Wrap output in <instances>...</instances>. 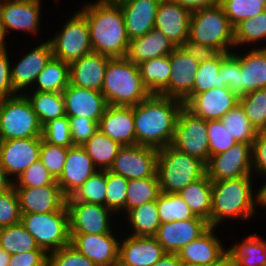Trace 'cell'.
Returning <instances> with one entry per match:
<instances>
[{
    "mask_svg": "<svg viewBox=\"0 0 266 266\" xmlns=\"http://www.w3.org/2000/svg\"><path fill=\"white\" fill-rule=\"evenodd\" d=\"M84 1L77 8L86 16L93 52L111 58L126 57L130 40L118 4Z\"/></svg>",
    "mask_w": 266,
    "mask_h": 266,
    "instance_id": "2",
    "label": "cell"
},
{
    "mask_svg": "<svg viewBox=\"0 0 266 266\" xmlns=\"http://www.w3.org/2000/svg\"><path fill=\"white\" fill-rule=\"evenodd\" d=\"M42 139L49 144L69 148L73 146L67 116L52 120L42 127Z\"/></svg>",
    "mask_w": 266,
    "mask_h": 266,
    "instance_id": "51",
    "label": "cell"
},
{
    "mask_svg": "<svg viewBox=\"0 0 266 266\" xmlns=\"http://www.w3.org/2000/svg\"><path fill=\"white\" fill-rule=\"evenodd\" d=\"M222 83L229 87L235 77V49L222 61L220 68Z\"/></svg>",
    "mask_w": 266,
    "mask_h": 266,
    "instance_id": "60",
    "label": "cell"
},
{
    "mask_svg": "<svg viewBox=\"0 0 266 266\" xmlns=\"http://www.w3.org/2000/svg\"><path fill=\"white\" fill-rule=\"evenodd\" d=\"M73 145L82 146L99 129L98 122L85 117H68Z\"/></svg>",
    "mask_w": 266,
    "mask_h": 266,
    "instance_id": "55",
    "label": "cell"
},
{
    "mask_svg": "<svg viewBox=\"0 0 266 266\" xmlns=\"http://www.w3.org/2000/svg\"><path fill=\"white\" fill-rule=\"evenodd\" d=\"M192 12L173 0H161L155 18V27L176 46H181L189 37Z\"/></svg>",
    "mask_w": 266,
    "mask_h": 266,
    "instance_id": "25",
    "label": "cell"
},
{
    "mask_svg": "<svg viewBox=\"0 0 266 266\" xmlns=\"http://www.w3.org/2000/svg\"><path fill=\"white\" fill-rule=\"evenodd\" d=\"M143 84L151 94L168 97V83L171 74L169 55L149 59L138 64Z\"/></svg>",
    "mask_w": 266,
    "mask_h": 266,
    "instance_id": "35",
    "label": "cell"
},
{
    "mask_svg": "<svg viewBox=\"0 0 266 266\" xmlns=\"http://www.w3.org/2000/svg\"><path fill=\"white\" fill-rule=\"evenodd\" d=\"M183 102L159 94L133 106L136 145L161 149L171 145Z\"/></svg>",
    "mask_w": 266,
    "mask_h": 266,
    "instance_id": "3",
    "label": "cell"
},
{
    "mask_svg": "<svg viewBox=\"0 0 266 266\" xmlns=\"http://www.w3.org/2000/svg\"><path fill=\"white\" fill-rule=\"evenodd\" d=\"M210 227L198 239L191 241L177 252L180 261L210 266L227 252V239L221 238V228ZM220 232V233H219ZM219 233V234H218Z\"/></svg>",
    "mask_w": 266,
    "mask_h": 266,
    "instance_id": "22",
    "label": "cell"
},
{
    "mask_svg": "<svg viewBox=\"0 0 266 266\" xmlns=\"http://www.w3.org/2000/svg\"><path fill=\"white\" fill-rule=\"evenodd\" d=\"M119 225L122 232L128 235L155 236L161 225L156 200L129 210L119 220Z\"/></svg>",
    "mask_w": 266,
    "mask_h": 266,
    "instance_id": "31",
    "label": "cell"
},
{
    "mask_svg": "<svg viewBox=\"0 0 266 266\" xmlns=\"http://www.w3.org/2000/svg\"><path fill=\"white\" fill-rule=\"evenodd\" d=\"M252 171L258 182L266 177V131L258 132L256 139L253 141Z\"/></svg>",
    "mask_w": 266,
    "mask_h": 266,
    "instance_id": "56",
    "label": "cell"
},
{
    "mask_svg": "<svg viewBox=\"0 0 266 266\" xmlns=\"http://www.w3.org/2000/svg\"><path fill=\"white\" fill-rule=\"evenodd\" d=\"M70 83L69 63L52 57L29 91L63 92Z\"/></svg>",
    "mask_w": 266,
    "mask_h": 266,
    "instance_id": "38",
    "label": "cell"
},
{
    "mask_svg": "<svg viewBox=\"0 0 266 266\" xmlns=\"http://www.w3.org/2000/svg\"><path fill=\"white\" fill-rule=\"evenodd\" d=\"M180 260L177 253H165L153 266H179Z\"/></svg>",
    "mask_w": 266,
    "mask_h": 266,
    "instance_id": "62",
    "label": "cell"
},
{
    "mask_svg": "<svg viewBox=\"0 0 266 266\" xmlns=\"http://www.w3.org/2000/svg\"><path fill=\"white\" fill-rule=\"evenodd\" d=\"M256 183L254 176L212 181L211 227L227 228L232 221L234 225L256 218L261 211Z\"/></svg>",
    "mask_w": 266,
    "mask_h": 266,
    "instance_id": "1",
    "label": "cell"
},
{
    "mask_svg": "<svg viewBox=\"0 0 266 266\" xmlns=\"http://www.w3.org/2000/svg\"><path fill=\"white\" fill-rule=\"evenodd\" d=\"M220 5L233 26L266 9L263 0H220Z\"/></svg>",
    "mask_w": 266,
    "mask_h": 266,
    "instance_id": "48",
    "label": "cell"
},
{
    "mask_svg": "<svg viewBox=\"0 0 266 266\" xmlns=\"http://www.w3.org/2000/svg\"><path fill=\"white\" fill-rule=\"evenodd\" d=\"M82 147L98 170H109L123 146L98 130Z\"/></svg>",
    "mask_w": 266,
    "mask_h": 266,
    "instance_id": "39",
    "label": "cell"
},
{
    "mask_svg": "<svg viewBox=\"0 0 266 266\" xmlns=\"http://www.w3.org/2000/svg\"><path fill=\"white\" fill-rule=\"evenodd\" d=\"M234 240L228 245L227 251L234 257L238 266H264L266 264V237L250 233Z\"/></svg>",
    "mask_w": 266,
    "mask_h": 266,
    "instance_id": "33",
    "label": "cell"
},
{
    "mask_svg": "<svg viewBox=\"0 0 266 266\" xmlns=\"http://www.w3.org/2000/svg\"><path fill=\"white\" fill-rule=\"evenodd\" d=\"M262 183V184H261ZM259 205L260 210H265L266 213V177L259 182Z\"/></svg>",
    "mask_w": 266,
    "mask_h": 266,
    "instance_id": "65",
    "label": "cell"
},
{
    "mask_svg": "<svg viewBox=\"0 0 266 266\" xmlns=\"http://www.w3.org/2000/svg\"><path fill=\"white\" fill-rule=\"evenodd\" d=\"M62 94L67 117H85L99 122L108 107L101 91L79 88L69 83Z\"/></svg>",
    "mask_w": 266,
    "mask_h": 266,
    "instance_id": "26",
    "label": "cell"
},
{
    "mask_svg": "<svg viewBox=\"0 0 266 266\" xmlns=\"http://www.w3.org/2000/svg\"><path fill=\"white\" fill-rule=\"evenodd\" d=\"M98 129L122 146L136 145L133 107L108 105L98 122Z\"/></svg>",
    "mask_w": 266,
    "mask_h": 266,
    "instance_id": "28",
    "label": "cell"
},
{
    "mask_svg": "<svg viewBox=\"0 0 266 266\" xmlns=\"http://www.w3.org/2000/svg\"><path fill=\"white\" fill-rule=\"evenodd\" d=\"M10 254L3 250L0 244V266H8Z\"/></svg>",
    "mask_w": 266,
    "mask_h": 266,
    "instance_id": "66",
    "label": "cell"
},
{
    "mask_svg": "<svg viewBox=\"0 0 266 266\" xmlns=\"http://www.w3.org/2000/svg\"><path fill=\"white\" fill-rule=\"evenodd\" d=\"M48 254L43 249L10 255L8 266H47Z\"/></svg>",
    "mask_w": 266,
    "mask_h": 266,
    "instance_id": "58",
    "label": "cell"
},
{
    "mask_svg": "<svg viewBox=\"0 0 266 266\" xmlns=\"http://www.w3.org/2000/svg\"><path fill=\"white\" fill-rule=\"evenodd\" d=\"M101 93L108 105L124 107H133L151 95L142 82L138 65L127 57L108 61Z\"/></svg>",
    "mask_w": 266,
    "mask_h": 266,
    "instance_id": "4",
    "label": "cell"
},
{
    "mask_svg": "<svg viewBox=\"0 0 266 266\" xmlns=\"http://www.w3.org/2000/svg\"><path fill=\"white\" fill-rule=\"evenodd\" d=\"M188 39L218 52L231 53L235 49L234 26L220 4L192 12Z\"/></svg>",
    "mask_w": 266,
    "mask_h": 266,
    "instance_id": "6",
    "label": "cell"
},
{
    "mask_svg": "<svg viewBox=\"0 0 266 266\" xmlns=\"http://www.w3.org/2000/svg\"><path fill=\"white\" fill-rule=\"evenodd\" d=\"M106 182L105 207L120 220L125 215L128 179L106 170Z\"/></svg>",
    "mask_w": 266,
    "mask_h": 266,
    "instance_id": "46",
    "label": "cell"
},
{
    "mask_svg": "<svg viewBox=\"0 0 266 266\" xmlns=\"http://www.w3.org/2000/svg\"><path fill=\"white\" fill-rule=\"evenodd\" d=\"M111 57L92 52L69 64L70 84L101 91L105 71Z\"/></svg>",
    "mask_w": 266,
    "mask_h": 266,
    "instance_id": "29",
    "label": "cell"
},
{
    "mask_svg": "<svg viewBox=\"0 0 266 266\" xmlns=\"http://www.w3.org/2000/svg\"><path fill=\"white\" fill-rule=\"evenodd\" d=\"M154 236L121 235L119 259L127 266H153L165 254Z\"/></svg>",
    "mask_w": 266,
    "mask_h": 266,
    "instance_id": "27",
    "label": "cell"
},
{
    "mask_svg": "<svg viewBox=\"0 0 266 266\" xmlns=\"http://www.w3.org/2000/svg\"><path fill=\"white\" fill-rule=\"evenodd\" d=\"M209 159L211 156L226 152L237 142L231 137L221 120L207 121Z\"/></svg>",
    "mask_w": 266,
    "mask_h": 266,
    "instance_id": "52",
    "label": "cell"
},
{
    "mask_svg": "<svg viewBox=\"0 0 266 266\" xmlns=\"http://www.w3.org/2000/svg\"><path fill=\"white\" fill-rule=\"evenodd\" d=\"M237 103L239 97L228 87L212 88L196 94L184 106L205 121L220 120Z\"/></svg>",
    "mask_w": 266,
    "mask_h": 266,
    "instance_id": "23",
    "label": "cell"
},
{
    "mask_svg": "<svg viewBox=\"0 0 266 266\" xmlns=\"http://www.w3.org/2000/svg\"><path fill=\"white\" fill-rule=\"evenodd\" d=\"M97 171L98 168L83 147L73 145L68 149L62 174L56 182L68 198Z\"/></svg>",
    "mask_w": 266,
    "mask_h": 266,
    "instance_id": "24",
    "label": "cell"
},
{
    "mask_svg": "<svg viewBox=\"0 0 266 266\" xmlns=\"http://www.w3.org/2000/svg\"><path fill=\"white\" fill-rule=\"evenodd\" d=\"M176 46L160 30L153 28L147 34L129 43L126 57L134 64L169 55Z\"/></svg>",
    "mask_w": 266,
    "mask_h": 266,
    "instance_id": "32",
    "label": "cell"
},
{
    "mask_svg": "<svg viewBox=\"0 0 266 266\" xmlns=\"http://www.w3.org/2000/svg\"><path fill=\"white\" fill-rule=\"evenodd\" d=\"M21 223L17 192L12 184L0 192V228Z\"/></svg>",
    "mask_w": 266,
    "mask_h": 266,
    "instance_id": "49",
    "label": "cell"
},
{
    "mask_svg": "<svg viewBox=\"0 0 266 266\" xmlns=\"http://www.w3.org/2000/svg\"><path fill=\"white\" fill-rule=\"evenodd\" d=\"M25 96L30 101L42 127L52 120L66 116L62 92L27 91Z\"/></svg>",
    "mask_w": 266,
    "mask_h": 266,
    "instance_id": "37",
    "label": "cell"
},
{
    "mask_svg": "<svg viewBox=\"0 0 266 266\" xmlns=\"http://www.w3.org/2000/svg\"><path fill=\"white\" fill-rule=\"evenodd\" d=\"M206 174V164L171 145L158 151L157 175L162 193L178 194Z\"/></svg>",
    "mask_w": 266,
    "mask_h": 266,
    "instance_id": "5",
    "label": "cell"
},
{
    "mask_svg": "<svg viewBox=\"0 0 266 266\" xmlns=\"http://www.w3.org/2000/svg\"><path fill=\"white\" fill-rule=\"evenodd\" d=\"M108 266H127V265L124 264L120 259H117L116 261H114L113 263L109 264Z\"/></svg>",
    "mask_w": 266,
    "mask_h": 266,
    "instance_id": "69",
    "label": "cell"
},
{
    "mask_svg": "<svg viewBox=\"0 0 266 266\" xmlns=\"http://www.w3.org/2000/svg\"><path fill=\"white\" fill-rule=\"evenodd\" d=\"M171 146L207 164L209 161L207 121L183 105L178 114Z\"/></svg>",
    "mask_w": 266,
    "mask_h": 266,
    "instance_id": "12",
    "label": "cell"
},
{
    "mask_svg": "<svg viewBox=\"0 0 266 266\" xmlns=\"http://www.w3.org/2000/svg\"><path fill=\"white\" fill-rule=\"evenodd\" d=\"M181 47L187 52L195 61L203 62L215 57L219 52L213 47L204 44L195 43L187 39Z\"/></svg>",
    "mask_w": 266,
    "mask_h": 266,
    "instance_id": "59",
    "label": "cell"
},
{
    "mask_svg": "<svg viewBox=\"0 0 266 266\" xmlns=\"http://www.w3.org/2000/svg\"><path fill=\"white\" fill-rule=\"evenodd\" d=\"M156 203L161 224L200 218L194 215L190 207L177 193L172 194L161 192L156 200Z\"/></svg>",
    "mask_w": 266,
    "mask_h": 266,
    "instance_id": "44",
    "label": "cell"
},
{
    "mask_svg": "<svg viewBox=\"0 0 266 266\" xmlns=\"http://www.w3.org/2000/svg\"><path fill=\"white\" fill-rule=\"evenodd\" d=\"M220 120L237 143L253 144L258 131L245 115L240 103H237Z\"/></svg>",
    "mask_w": 266,
    "mask_h": 266,
    "instance_id": "42",
    "label": "cell"
},
{
    "mask_svg": "<svg viewBox=\"0 0 266 266\" xmlns=\"http://www.w3.org/2000/svg\"><path fill=\"white\" fill-rule=\"evenodd\" d=\"M10 37L7 35L6 33V30L4 28V25L3 23L1 22V19H0V53L1 52H4L10 48H13L12 47H9V44L8 41L10 42Z\"/></svg>",
    "mask_w": 266,
    "mask_h": 266,
    "instance_id": "64",
    "label": "cell"
},
{
    "mask_svg": "<svg viewBox=\"0 0 266 266\" xmlns=\"http://www.w3.org/2000/svg\"><path fill=\"white\" fill-rule=\"evenodd\" d=\"M179 266H202V265L180 261Z\"/></svg>",
    "mask_w": 266,
    "mask_h": 266,
    "instance_id": "70",
    "label": "cell"
},
{
    "mask_svg": "<svg viewBox=\"0 0 266 266\" xmlns=\"http://www.w3.org/2000/svg\"><path fill=\"white\" fill-rule=\"evenodd\" d=\"M245 115L258 132L266 131V88L239 97Z\"/></svg>",
    "mask_w": 266,
    "mask_h": 266,
    "instance_id": "47",
    "label": "cell"
},
{
    "mask_svg": "<svg viewBox=\"0 0 266 266\" xmlns=\"http://www.w3.org/2000/svg\"><path fill=\"white\" fill-rule=\"evenodd\" d=\"M171 74L168 83V97L180 100L185 105L192 98L199 62L178 46L170 54Z\"/></svg>",
    "mask_w": 266,
    "mask_h": 266,
    "instance_id": "19",
    "label": "cell"
},
{
    "mask_svg": "<svg viewBox=\"0 0 266 266\" xmlns=\"http://www.w3.org/2000/svg\"><path fill=\"white\" fill-rule=\"evenodd\" d=\"M228 88L238 97L266 88V48L235 49L234 83Z\"/></svg>",
    "mask_w": 266,
    "mask_h": 266,
    "instance_id": "13",
    "label": "cell"
},
{
    "mask_svg": "<svg viewBox=\"0 0 266 266\" xmlns=\"http://www.w3.org/2000/svg\"><path fill=\"white\" fill-rule=\"evenodd\" d=\"M41 142L42 138L0 141V169L10 183L39 160Z\"/></svg>",
    "mask_w": 266,
    "mask_h": 266,
    "instance_id": "15",
    "label": "cell"
},
{
    "mask_svg": "<svg viewBox=\"0 0 266 266\" xmlns=\"http://www.w3.org/2000/svg\"><path fill=\"white\" fill-rule=\"evenodd\" d=\"M229 54L230 53L219 52L212 59L199 63L195 82L192 88V97L214 87H227L224 83H222L220 68L222 61Z\"/></svg>",
    "mask_w": 266,
    "mask_h": 266,
    "instance_id": "40",
    "label": "cell"
},
{
    "mask_svg": "<svg viewBox=\"0 0 266 266\" xmlns=\"http://www.w3.org/2000/svg\"><path fill=\"white\" fill-rule=\"evenodd\" d=\"M21 224L47 254L71 244L69 213L65 205L59 211L21 214Z\"/></svg>",
    "mask_w": 266,
    "mask_h": 266,
    "instance_id": "9",
    "label": "cell"
},
{
    "mask_svg": "<svg viewBox=\"0 0 266 266\" xmlns=\"http://www.w3.org/2000/svg\"><path fill=\"white\" fill-rule=\"evenodd\" d=\"M68 15V19L64 17L62 25L60 24L48 40L51 43L53 57L70 64L92 53L93 49L86 16L79 9Z\"/></svg>",
    "mask_w": 266,
    "mask_h": 266,
    "instance_id": "8",
    "label": "cell"
},
{
    "mask_svg": "<svg viewBox=\"0 0 266 266\" xmlns=\"http://www.w3.org/2000/svg\"><path fill=\"white\" fill-rule=\"evenodd\" d=\"M0 244L10 255L42 249L21 223L0 228Z\"/></svg>",
    "mask_w": 266,
    "mask_h": 266,
    "instance_id": "43",
    "label": "cell"
},
{
    "mask_svg": "<svg viewBox=\"0 0 266 266\" xmlns=\"http://www.w3.org/2000/svg\"><path fill=\"white\" fill-rule=\"evenodd\" d=\"M206 174L211 181L253 176L252 144L236 143L226 152L211 156Z\"/></svg>",
    "mask_w": 266,
    "mask_h": 266,
    "instance_id": "17",
    "label": "cell"
},
{
    "mask_svg": "<svg viewBox=\"0 0 266 266\" xmlns=\"http://www.w3.org/2000/svg\"><path fill=\"white\" fill-rule=\"evenodd\" d=\"M11 183L4 177L3 172L0 169V192L7 188Z\"/></svg>",
    "mask_w": 266,
    "mask_h": 266,
    "instance_id": "67",
    "label": "cell"
},
{
    "mask_svg": "<svg viewBox=\"0 0 266 266\" xmlns=\"http://www.w3.org/2000/svg\"><path fill=\"white\" fill-rule=\"evenodd\" d=\"M11 51L0 53V100L16 95L11 80Z\"/></svg>",
    "mask_w": 266,
    "mask_h": 266,
    "instance_id": "57",
    "label": "cell"
},
{
    "mask_svg": "<svg viewBox=\"0 0 266 266\" xmlns=\"http://www.w3.org/2000/svg\"><path fill=\"white\" fill-rule=\"evenodd\" d=\"M161 0H127L120 5L129 40L147 34L155 27V18Z\"/></svg>",
    "mask_w": 266,
    "mask_h": 266,
    "instance_id": "30",
    "label": "cell"
},
{
    "mask_svg": "<svg viewBox=\"0 0 266 266\" xmlns=\"http://www.w3.org/2000/svg\"><path fill=\"white\" fill-rule=\"evenodd\" d=\"M210 228L203 218L173 221L161 224L154 236L166 253H177L191 241L198 239Z\"/></svg>",
    "mask_w": 266,
    "mask_h": 266,
    "instance_id": "20",
    "label": "cell"
},
{
    "mask_svg": "<svg viewBox=\"0 0 266 266\" xmlns=\"http://www.w3.org/2000/svg\"><path fill=\"white\" fill-rule=\"evenodd\" d=\"M178 5L183 8L190 10L191 12L207 8L213 7L220 4V0H173Z\"/></svg>",
    "mask_w": 266,
    "mask_h": 266,
    "instance_id": "61",
    "label": "cell"
},
{
    "mask_svg": "<svg viewBox=\"0 0 266 266\" xmlns=\"http://www.w3.org/2000/svg\"><path fill=\"white\" fill-rule=\"evenodd\" d=\"M210 266H238V264L235 261L234 257L227 251Z\"/></svg>",
    "mask_w": 266,
    "mask_h": 266,
    "instance_id": "63",
    "label": "cell"
},
{
    "mask_svg": "<svg viewBox=\"0 0 266 266\" xmlns=\"http://www.w3.org/2000/svg\"><path fill=\"white\" fill-rule=\"evenodd\" d=\"M106 170H98L90 176L66 202H85L105 206Z\"/></svg>",
    "mask_w": 266,
    "mask_h": 266,
    "instance_id": "45",
    "label": "cell"
},
{
    "mask_svg": "<svg viewBox=\"0 0 266 266\" xmlns=\"http://www.w3.org/2000/svg\"><path fill=\"white\" fill-rule=\"evenodd\" d=\"M55 181L43 163L37 160L11 184L14 188H31L50 185Z\"/></svg>",
    "mask_w": 266,
    "mask_h": 266,
    "instance_id": "53",
    "label": "cell"
},
{
    "mask_svg": "<svg viewBox=\"0 0 266 266\" xmlns=\"http://www.w3.org/2000/svg\"><path fill=\"white\" fill-rule=\"evenodd\" d=\"M69 213L70 234H107L119 220L101 204L66 202Z\"/></svg>",
    "mask_w": 266,
    "mask_h": 266,
    "instance_id": "14",
    "label": "cell"
},
{
    "mask_svg": "<svg viewBox=\"0 0 266 266\" xmlns=\"http://www.w3.org/2000/svg\"><path fill=\"white\" fill-rule=\"evenodd\" d=\"M43 1L44 0H0V19L7 35H11L10 38L14 40L12 35L18 34V37L21 32L23 36L25 34L31 35L33 38L35 37V41L38 39L37 37H40L41 39L39 41H42L43 38L40 36V33L43 31V20H41L44 17V12L42 11L44 8L42 6Z\"/></svg>",
    "mask_w": 266,
    "mask_h": 266,
    "instance_id": "10",
    "label": "cell"
},
{
    "mask_svg": "<svg viewBox=\"0 0 266 266\" xmlns=\"http://www.w3.org/2000/svg\"><path fill=\"white\" fill-rule=\"evenodd\" d=\"M69 148L52 145L42 139L39 160L48 172L57 180L62 174Z\"/></svg>",
    "mask_w": 266,
    "mask_h": 266,
    "instance_id": "50",
    "label": "cell"
},
{
    "mask_svg": "<svg viewBox=\"0 0 266 266\" xmlns=\"http://www.w3.org/2000/svg\"><path fill=\"white\" fill-rule=\"evenodd\" d=\"M42 138V125L25 94L0 100V141Z\"/></svg>",
    "mask_w": 266,
    "mask_h": 266,
    "instance_id": "7",
    "label": "cell"
},
{
    "mask_svg": "<svg viewBox=\"0 0 266 266\" xmlns=\"http://www.w3.org/2000/svg\"><path fill=\"white\" fill-rule=\"evenodd\" d=\"M44 38L46 40H37L38 42L34 45L31 44V47L29 45V49L21 51L20 56V53L11 51L15 59L17 58L16 61L13 56L11 57V80L16 94H25L31 90L38 74L53 57L51 43L48 37L45 36Z\"/></svg>",
    "mask_w": 266,
    "mask_h": 266,
    "instance_id": "11",
    "label": "cell"
},
{
    "mask_svg": "<svg viewBox=\"0 0 266 266\" xmlns=\"http://www.w3.org/2000/svg\"><path fill=\"white\" fill-rule=\"evenodd\" d=\"M121 235L118 224L107 234H70V237L71 244L97 266H108L119 259Z\"/></svg>",
    "mask_w": 266,
    "mask_h": 266,
    "instance_id": "18",
    "label": "cell"
},
{
    "mask_svg": "<svg viewBox=\"0 0 266 266\" xmlns=\"http://www.w3.org/2000/svg\"><path fill=\"white\" fill-rule=\"evenodd\" d=\"M265 42L266 9L252 18H247L240 21L234 26L235 49H243V47L244 49L266 48Z\"/></svg>",
    "mask_w": 266,
    "mask_h": 266,
    "instance_id": "36",
    "label": "cell"
},
{
    "mask_svg": "<svg viewBox=\"0 0 266 266\" xmlns=\"http://www.w3.org/2000/svg\"><path fill=\"white\" fill-rule=\"evenodd\" d=\"M101 1L106 2V3H110V4H118L119 5V4H121L127 0H101Z\"/></svg>",
    "mask_w": 266,
    "mask_h": 266,
    "instance_id": "68",
    "label": "cell"
},
{
    "mask_svg": "<svg viewBox=\"0 0 266 266\" xmlns=\"http://www.w3.org/2000/svg\"><path fill=\"white\" fill-rule=\"evenodd\" d=\"M14 189L18 195L21 214L50 213L59 211L66 205L67 197L56 181L41 187Z\"/></svg>",
    "mask_w": 266,
    "mask_h": 266,
    "instance_id": "21",
    "label": "cell"
},
{
    "mask_svg": "<svg viewBox=\"0 0 266 266\" xmlns=\"http://www.w3.org/2000/svg\"><path fill=\"white\" fill-rule=\"evenodd\" d=\"M125 214L144 203L157 200L160 191L158 177L128 180Z\"/></svg>",
    "mask_w": 266,
    "mask_h": 266,
    "instance_id": "41",
    "label": "cell"
},
{
    "mask_svg": "<svg viewBox=\"0 0 266 266\" xmlns=\"http://www.w3.org/2000/svg\"><path fill=\"white\" fill-rule=\"evenodd\" d=\"M195 216L205 219L211 227L212 181L205 174L178 193Z\"/></svg>",
    "mask_w": 266,
    "mask_h": 266,
    "instance_id": "34",
    "label": "cell"
},
{
    "mask_svg": "<svg viewBox=\"0 0 266 266\" xmlns=\"http://www.w3.org/2000/svg\"><path fill=\"white\" fill-rule=\"evenodd\" d=\"M158 151L159 149L150 146H123L109 171L128 180L158 177Z\"/></svg>",
    "mask_w": 266,
    "mask_h": 266,
    "instance_id": "16",
    "label": "cell"
},
{
    "mask_svg": "<svg viewBox=\"0 0 266 266\" xmlns=\"http://www.w3.org/2000/svg\"><path fill=\"white\" fill-rule=\"evenodd\" d=\"M47 266H97L72 244L48 253Z\"/></svg>",
    "mask_w": 266,
    "mask_h": 266,
    "instance_id": "54",
    "label": "cell"
}]
</instances>
